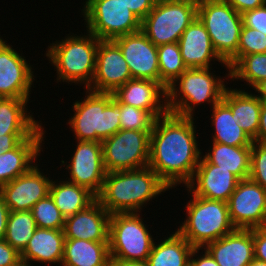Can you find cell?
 Instances as JSON below:
<instances>
[{
    "label": "cell",
    "mask_w": 266,
    "mask_h": 266,
    "mask_svg": "<svg viewBox=\"0 0 266 266\" xmlns=\"http://www.w3.org/2000/svg\"><path fill=\"white\" fill-rule=\"evenodd\" d=\"M195 119L168 112L156 119L150 134L148 166L170 189L186 186L199 164Z\"/></svg>",
    "instance_id": "cell-1"
},
{
    "label": "cell",
    "mask_w": 266,
    "mask_h": 266,
    "mask_svg": "<svg viewBox=\"0 0 266 266\" xmlns=\"http://www.w3.org/2000/svg\"><path fill=\"white\" fill-rule=\"evenodd\" d=\"M168 190L170 188L147 166L136 170L107 172L97 200L111 215L141 213L149 201Z\"/></svg>",
    "instance_id": "cell-2"
},
{
    "label": "cell",
    "mask_w": 266,
    "mask_h": 266,
    "mask_svg": "<svg viewBox=\"0 0 266 266\" xmlns=\"http://www.w3.org/2000/svg\"><path fill=\"white\" fill-rule=\"evenodd\" d=\"M99 41L100 39L87 31L79 36L69 33L60 41L50 43L44 56L54 67L57 82H66L68 85L74 83L78 86L82 84L83 89H87L94 76Z\"/></svg>",
    "instance_id": "cell-3"
},
{
    "label": "cell",
    "mask_w": 266,
    "mask_h": 266,
    "mask_svg": "<svg viewBox=\"0 0 266 266\" xmlns=\"http://www.w3.org/2000/svg\"><path fill=\"white\" fill-rule=\"evenodd\" d=\"M211 70L212 67L187 68L170 84L166 89L168 112L181 117H194L196 106L207 102L212 108L220 102L227 88L224 81L230 79V73H226L223 79Z\"/></svg>",
    "instance_id": "cell-4"
},
{
    "label": "cell",
    "mask_w": 266,
    "mask_h": 266,
    "mask_svg": "<svg viewBox=\"0 0 266 266\" xmlns=\"http://www.w3.org/2000/svg\"><path fill=\"white\" fill-rule=\"evenodd\" d=\"M85 95L71 105L74 114L67 123L76 140L102 142L120 130V103L112 93L86 89Z\"/></svg>",
    "instance_id": "cell-5"
},
{
    "label": "cell",
    "mask_w": 266,
    "mask_h": 266,
    "mask_svg": "<svg viewBox=\"0 0 266 266\" xmlns=\"http://www.w3.org/2000/svg\"><path fill=\"white\" fill-rule=\"evenodd\" d=\"M190 193V200L185 205L186 219L177 228L193 247H204L230 234L236 228L229 217L228 204L224 201L208 200Z\"/></svg>",
    "instance_id": "cell-6"
},
{
    "label": "cell",
    "mask_w": 266,
    "mask_h": 266,
    "mask_svg": "<svg viewBox=\"0 0 266 266\" xmlns=\"http://www.w3.org/2000/svg\"><path fill=\"white\" fill-rule=\"evenodd\" d=\"M197 17L218 56L228 63L237 53L243 27L241 14L226 0H198Z\"/></svg>",
    "instance_id": "cell-7"
},
{
    "label": "cell",
    "mask_w": 266,
    "mask_h": 266,
    "mask_svg": "<svg viewBox=\"0 0 266 266\" xmlns=\"http://www.w3.org/2000/svg\"><path fill=\"white\" fill-rule=\"evenodd\" d=\"M198 0H157L141 21V31L155 45L176 43L197 17Z\"/></svg>",
    "instance_id": "cell-8"
},
{
    "label": "cell",
    "mask_w": 266,
    "mask_h": 266,
    "mask_svg": "<svg viewBox=\"0 0 266 266\" xmlns=\"http://www.w3.org/2000/svg\"><path fill=\"white\" fill-rule=\"evenodd\" d=\"M142 216L140 212L116 213L110 216V258L124 261H147L154 244V236L151 235Z\"/></svg>",
    "instance_id": "cell-9"
},
{
    "label": "cell",
    "mask_w": 266,
    "mask_h": 266,
    "mask_svg": "<svg viewBox=\"0 0 266 266\" xmlns=\"http://www.w3.org/2000/svg\"><path fill=\"white\" fill-rule=\"evenodd\" d=\"M84 3L80 10L86 30L100 40H114L141 31V20L118 0H86Z\"/></svg>",
    "instance_id": "cell-10"
},
{
    "label": "cell",
    "mask_w": 266,
    "mask_h": 266,
    "mask_svg": "<svg viewBox=\"0 0 266 266\" xmlns=\"http://www.w3.org/2000/svg\"><path fill=\"white\" fill-rule=\"evenodd\" d=\"M152 131L122 130L103 140L106 172L136 170L148 166Z\"/></svg>",
    "instance_id": "cell-11"
},
{
    "label": "cell",
    "mask_w": 266,
    "mask_h": 266,
    "mask_svg": "<svg viewBox=\"0 0 266 266\" xmlns=\"http://www.w3.org/2000/svg\"><path fill=\"white\" fill-rule=\"evenodd\" d=\"M76 142L70 162L67 165V160H61L60 168L66 166V171L69 170L66 181L88 189L97 197L107 173L103 163L102 143L81 140Z\"/></svg>",
    "instance_id": "cell-12"
},
{
    "label": "cell",
    "mask_w": 266,
    "mask_h": 266,
    "mask_svg": "<svg viewBox=\"0 0 266 266\" xmlns=\"http://www.w3.org/2000/svg\"><path fill=\"white\" fill-rule=\"evenodd\" d=\"M227 204L236 229L266 226V190L250 178L239 180Z\"/></svg>",
    "instance_id": "cell-13"
},
{
    "label": "cell",
    "mask_w": 266,
    "mask_h": 266,
    "mask_svg": "<svg viewBox=\"0 0 266 266\" xmlns=\"http://www.w3.org/2000/svg\"><path fill=\"white\" fill-rule=\"evenodd\" d=\"M0 36V98H30L33 65Z\"/></svg>",
    "instance_id": "cell-14"
},
{
    "label": "cell",
    "mask_w": 266,
    "mask_h": 266,
    "mask_svg": "<svg viewBox=\"0 0 266 266\" xmlns=\"http://www.w3.org/2000/svg\"><path fill=\"white\" fill-rule=\"evenodd\" d=\"M130 79L132 75L119 46L113 40H100L94 76L87 90L113 93Z\"/></svg>",
    "instance_id": "cell-15"
},
{
    "label": "cell",
    "mask_w": 266,
    "mask_h": 266,
    "mask_svg": "<svg viewBox=\"0 0 266 266\" xmlns=\"http://www.w3.org/2000/svg\"><path fill=\"white\" fill-rule=\"evenodd\" d=\"M38 166L35 164L27 173L0 187V196L10 211H31L39 200L50 194L52 179Z\"/></svg>",
    "instance_id": "cell-16"
},
{
    "label": "cell",
    "mask_w": 266,
    "mask_h": 266,
    "mask_svg": "<svg viewBox=\"0 0 266 266\" xmlns=\"http://www.w3.org/2000/svg\"><path fill=\"white\" fill-rule=\"evenodd\" d=\"M113 41L121 49L133 79L160 83L157 46L142 31L120 36Z\"/></svg>",
    "instance_id": "cell-17"
},
{
    "label": "cell",
    "mask_w": 266,
    "mask_h": 266,
    "mask_svg": "<svg viewBox=\"0 0 266 266\" xmlns=\"http://www.w3.org/2000/svg\"><path fill=\"white\" fill-rule=\"evenodd\" d=\"M239 179L229 170L210 164L202 155L190 182L186 187L193 195L228 202Z\"/></svg>",
    "instance_id": "cell-18"
},
{
    "label": "cell",
    "mask_w": 266,
    "mask_h": 266,
    "mask_svg": "<svg viewBox=\"0 0 266 266\" xmlns=\"http://www.w3.org/2000/svg\"><path fill=\"white\" fill-rule=\"evenodd\" d=\"M112 94L117 102L147 110L156 119L168 113L167 91L159 82L132 78Z\"/></svg>",
    "instance_id": "cell-19"
},
{
    "label": "cell",
    "mask_w": 266,
    "mask_h": 266,
    "mask_svg": "<svg viewBox=\"0 0 266 266\" xmlns=\"http://www.w3.org/2000/svg\"><path fill=\"white\" fill-rule=\"evenodd\" d=\"M178 44L187 68H209L212 67V61H217L230 73L228 64L218 56L207 30L198 17L183 31Z\"/></svg>",
    "instance_id": "cell-20"
},
{
    "label": "cell",
    "mask_w": 266,
    "mask_h": 266,
    "mask_svg": "<svg viewBox=\"0 0 266 266\" xmlns=\"http://www.w3.org/2000/svg\"><path fill=\"white\" fill-rule=\"evenodd\" d=\"M110 216L111 214L96 199L87 208L65 218V239L109 242Z\"/></svg>",
    "instance_id": "cell-21"
},
{
    "label": "cell",
    "mask_w": 266,
    "mask_h": 266,
    "mask_svg": "<svg viewBox=\"0 0 266 266\" xmlns=\"http://www.w3.org/2000/svg\"><path fill=\"white\" fill-rule=\"evenodd\" d=\"M43 126L30 138L21 141L14 149L0 155V187L27 173L38 163L37 159L43 151V144H45L42 142L46 137Z\"/></svg>",
    "instance_id": "cell-22"
},
{
    "label": "cell",
    "mask_w": 266,
    "mask_h": 266,
    "mask_svg": "<svg viewBox=\"0 0 266 266\" xmlns=\"http://www.w3.org/2000/svg\"><path fill=\"white\" fill-rule=\"evenodd\" d=\"M203 248L219 266H248L255 258L253 229H235Z\"/></svg>",
    "instance_id": "cell-23"
},
{
    "label": "cell",
    "mask_w": 266,
    "mask_h": 266,
    "mask_svg": "<svg viewBox=\"0 0 266 266\" xmlns=\"http://www.w3.org/2000/svg\"><path fill=\"white\" fill-rule=\"evenodd\" d=\"M65 236L63 229L36 228L21 253V258L31 262L60 264L63 259Z\"/></svg>",
    "instance_id": "cell-24"
},
{
    "label": "cell",
    "mask_w": 266,
    "mask_h": 266,
    "mask_svg": "<svg viewBox=\"0 0 266 266\" xmlns=\"http://www.w3.org/2000/svg\"><path fill=\"white\" fill-rule=\"evenodd\" d=\"M222 100L231 108L243 131L256 141L262 101L251 91L231 87L226 88Z\"/></svg>",
    "instance_id": "cell-25"
},
{
    "label": "cell",
    "mask_w": 266,
    "mask_h": 266,
    "mask_svg": "<svg viewBox=\"0 0 266 266\" xmlns=\"http://www.w3.org/2000/svg\"><path fill=\"white\" fill-rule=\"evenodd\" d=\"M30 98H0V136L34 134L43 124L28 111Z\"/></svg>",
    "instance_id": "cell-26"
},
{
    "label": "cell",
    "mask_w": 266,
    "mask_h": 266,
    "mask_svg": "<svg viewBox=\"0 0 266 266\" xmlns=\"http://www.w3.org/2000/svg\"><path fill=\"white\" fill-rule=\"evenodd\" d=\"M109 242L65 239L61 266H109Z\"/></svg>",
    "instance_id": "cell-27"
},
{
    "label": "cell",
    "mask_w": 266,
    "mask_h": 266,
    "mask_svg": "<svg viewBox=\"0 0 266 266\" xmlns=\"http://www.w3.org/2000/svg\"><path fill=\"white\" fill-rule=\"evenodd\" d=\"M210 119L214 134L212 142L230 146H251L253 140L243 131L238 124V119L232 115L231 108L221 100L212 108Z\"/></svg>",
    "instance_id": "cell-28"
},
{
    "label": "cell",
    "mask_w": 266,
    "mask_h": 266,
    "mask_svg": "<svg viewBox=\"0 0 266 266\" xmlns=\"http://www.w3.org/2000/svg\"><path fill=\"white\" fill-rule=\"evenodd\" d=\"M211 147L205 155L202 153L210 164L229 170L239 180L249 177L251 146H230L213 142Z\"/></svg>",
    "instance_id": "cell-29"
},
{
    "label": "cell",
    "mask_w": 266,
    "mask_h": 266,
    "mask_svg": "<svg viewBox=\"0 0 266 266\" xmlns=\"http://www.w3.org/2000/svg\"><path fill=\"white\" fill-rule=\"evenodd\" d=\"M163 239L154 242L147 259L149 266H185L194 247L176 230Z\"/></svg>",
    "instance_id": "cell-30"
},
{
    "label": "cell",
    "mask_w": 266,
    "mask_h": 266,
    "mask_svg": "<svg viewBox=\"0 0 266 266\" xmlns=\"http://www.w3.org/2000/svg\"><path fill=\"white\" fill-rule=\"evenodd\" d=\"M50 185V196L60 213L66 218L91 205L97 197L88 189L66 181H53Z\"/></svg>",
    "instance_id": "cell-31"
},
{
    "label": "cell",
    "mask_w": 266,
    "mask_h": 266,
    "mask_svg": "<svg viewBox=\"0 0 266 266\" xmlns=\"http://www.w3.org/2000/svg\"><path fill=\"white\" fill-rule=\"evenodd\" d=\"M36 228L31 211H10L4 240L22 253Z\"/></svg>",
    "instance_id": "cell-32"
},
{
    "label": "cell",
    "mask_w": 266,
    "mask_h": 266,
    "mask_svg": "<svg viewBox=\"0 0 266 266\" xmlns=\"http://www.w3.org/2000/svg\"><path fill=\"white\" fill-rule=\"evenodd\" d=\"M160 83L167 89L186 69L178 42L157 46Z\"/></svg>",
    "instance_id": "cell-33"
},
{
    "label": "cell",
    "mask_w": 266,
    "mask_h": 266,
    "mask_svg": "<svg viewBox=\"0 0 266 266\" xmlns=\"http://www.w3.org/2000/svg\"><path fill=\"white\" fill-rule=\"evenodd\" d=\"M245 81L252 88L266 79V53L241 56L230 67V80Z\"/></svg>",
    "instance_id": "cell-34"
},
{
    "label": "cell",
    "mask_w": 266,
    "mask_h": 266,
    "mask_svg": "<svg viewBox=\"0 0 266 266\" xmlns=\"http://www.w3.org/2000/svg\"><path fill=\"white\" fill-rule=\"evenodd\" d=\"M38 228L63 229L65 217L60 213L50 194L39 200L31 209Z\"/></svg>",
    "instance_id": "cell-35"
},
{
    "label": "cell",
    "mask_w": 266,
    "mask_h": 266,
    "mask_svg": "<svg viewBox=\"0 0 266 266\" xmlns=\"http://www.w3.org/2000/svg\"><path fill=\"white\" fill-rule=\"evenodd\" d=\"M120 129L152 131L156 118L147 110L120 103Z\"/></svg>",
    "instance_id": "cell-36"
},
{
    "label": "cell",
    "mask_w": 266,
    "mask_h": 266,
    "mask_svg": "<svg viewBox=\"0 0 266 266\" xmlns=\"http://www.w3.org/2000/svg\"><path fill=\"white\" fill-rule=\"evenodd\" d=\"M257 53H266V35L258 30L243 26L237 53L227 64L230 68L241 56Z\"/></svg>",
    "instance_id": "cell-37"
},
{
    "label": "cell",
    "mask_w": 266,
    "mask_h": 266,
    "mask_svg": "<svg viewBox=\"0 0 266 266\" xmlns=\"http://www.w3.org/2000/svg\"><path fill=\"white\" fill-rule=\"evenodd\" d=\"M248 178L266 190V142L253 141Z\"/></svg>",
    "instance_id": "cell-38"
},
{
    "label": "cell",
    "mask_w": 266,
    "mask_h": 266,
    "mask_svg": "<svg viewBox=\"0 0 266 266\" xmlns=\"http://www.w3.org/2000/svg\"><path fill=\"white\" fill-rule=\"evenodd\" d=\"M243 26L262 32L266 35V4L241 14Z\"/></svg>",
    "instance_id": "cell-39"
},
{
    "label": "cell",
    "mask_w": 266,
    "mask_h": 266,
    "mask_svg": "<svg viewBox=\"0 0 266 266\" xmlns=\"http://www.w3.org/2000/svg\"><path fill=\"white\" fill-rule=\"evenodd\" d=\"M129 8L141 21L153 9L157 0H118Z\"/></svg>",
    "instance_id": "cell-40"
},
{
    "label": "cell",
    "mask_w": 266,
    "mask_h": 266,
    "mask_svg": "<svg viewBox=\"0 0 266 266\" xmlns=\"http://www.w3.org/2000/svg\"><path fill=\"white\" fill-rule=\"evenodd\" d=\"M255 259L266 262V227L253 228Z\"/></svg>",
    "instance_id": "cell-41"
},
{
    "label": "cell",
    "mask_w": 266,
    "mask_h": 266,
    "mask_svg": "<svg viewBox=\"0 0 266 266\" xmlns=\"http://www.w3.org/2000/svg\"><path fill=\"white\" fill-rule=\"evenodd\" d=\"M21 259V253L14 249L4 239L0 240V266H11Z\"/></svg>",
    "instance_id": "cell-42"
},
{
    "label": "cell",
    "mask_w": 266,
    "mask_h": 266,
    "mask_svg": "<svg viewBox=\"0 0 266 266\" xmlns=\"http://www.w3.org/2000/svg\"><path fill=\"white\" fill-rule=\"evenodd\" d=\"M200 250H202L201 253L199 252ZM190 261L194 266H219L210 253L203 247H194L190 255Z\"/></svg>",
    "instance_id": "cell-43"
},
{
    "label": "cell",
    "mask_w": 266,
    "mask_h": 266,
    "mask_svg": "<svg viewBox=\"0 0 266 266\" xmlns=\"http://www.w3.org/2000/svg\"><path fill=\"white\" fill-rule=\"evenodd\" d=\"M33 134H6L0 136V149L5 152L14 149L21 141Z\"/></svg>",
    "instance_id": "cell-44"
},
{
    "label": "cell",
    "mask_w": 266,
    "mask_h": 266,
    "mask_svg": "<svg viewBox=\"0 0 266 266\" xmlns=\"http://www.w3.org/2000/svg\"><path fill=\"white\" fill-rule=\"evenodd\" d=\"M238 13L256 9L266 4V0H226Z\"/></svg>",
    "instance_id": "cell-45"
},
{
    "label": "cell",
    "mask_w": 266,
    "mask_h": 266,
    "mask_svg": "<svg viewBox=\"0 0 266 266\" xmlns=\"http://www.w3.org/2000/svg\"><path fill=\"white\" fill-rule=\"evenodd\" d=\"M9 214L10 209L5 204L4 199L0 196V240L5 237Z\"/></svg>",
    "instance_id": "cell-46"
},
{
    "label": "cell",
    "mask_w": 266,
    "mask_h": 266,
    "mask_svg": "<svg viewBox=\"0 0 266 266\" xmlns=\"http://www.w3.org/2000/svg\"><path fill=\"white\" fill-rule=\"evenodd\" d=\"M256 141L266 142V101H262L259 119V129L256 136Z\"/></svg>",
    "instance_id": "cell-47"
},
{
    "label": "cell",
    "mask_w": 266,
    "mask_h": 266,
    "mask_svg": "<svg viewBox=\"0 0 266 266\" xmlns=\"http://www.w3.org/2000/svg\"><path fill=\"white\" fill-rule=\"evenodd\" d=\"M109 266H149L147 261H124L110 258Z\"/></svg>",
    "instance_id": "cell-48"
},
{
    "label": "cell",
    "mask_w": 266,
    "mask_h": 266,
    "mask_svg": "<svg viewBox=\"0 0 266 266\" xmlns=\"http://www.w3.org/2000/svg\"><path fill=\"white\" fill-rule=\"evenodd\" d=\"M253 90H255V93L258 95H256L261 101H266V79L260 81L259 83H257L253 88Z\"/></svg>",
    "instance_id": "cell-49"
},
{
    "label": "cell",
    "mask_w": 266,
    "mask_h": 266,
    "mask_svg": "<svg viewBox=\"0 0 266 266\" xmlns=\"http://www.w3.org/2000/svg\"><path fill=\"white\" fill-rule=\"evenodd\" d=\"M11 266H33V264L21 258Z\"/></svg>",
    "instance_id": "cell-50"
},
{
    "label": "cell",
    "mask_w": 266,
    "mask_h": 266,
    "mask_svg": "<svg viewBox=\"0 0 266 266\" xmlns=\"http://www.w3.org/2000/svg\"><path fill=\"white\" fill-rule=\"evenodd\" d=\"M248 266H266V262L254 258Z\"/></svg>",
    "instance_id": "cell-51"
},
{
    "label": "cell",
    "mask_w": 266,
    "mask_h": 266,
    "mask_svg": "<svg viewBox=\"0 0 266 266\" xmlns=\"http://www.w3.org/2000/svg\"><path fill=\"white\" fill-rule=\"evenodd\" d=\"M185 266H194V265H193V263L189 260V261L185 264Z\"/></svg>",
    "instance_id": "cell-52"
}]
</instances>
